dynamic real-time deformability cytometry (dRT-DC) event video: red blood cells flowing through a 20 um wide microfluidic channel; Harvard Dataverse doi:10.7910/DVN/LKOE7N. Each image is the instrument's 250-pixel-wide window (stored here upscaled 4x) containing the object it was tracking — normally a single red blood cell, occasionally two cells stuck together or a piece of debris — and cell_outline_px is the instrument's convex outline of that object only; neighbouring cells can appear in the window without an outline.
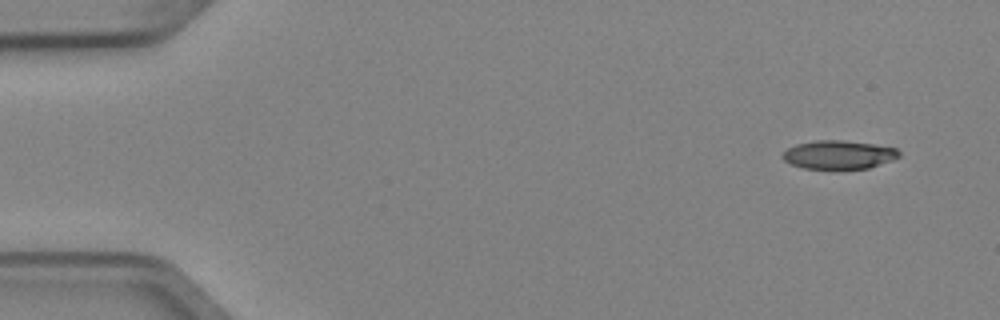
{"species": "Egyptian fruit bat (a non-hibernating species)", "species_latin": "Rousettus aegyptiacus", "temperature_condition": "cold", "stored_images_in_passage": 4, "camera_frame_rate_fps": 3000, "um_per_image_px": 0.085, "animal": {"sex": "female"}, "frame": {"image": 1, "passage_image": 1, "time_ms": 0.0, "image_size_px": [1000, 320], "cell_outline_px": [[900, 156], [892, 160], [868, 168], [804, 168], [792, 164], [784, 160], [780, 156], [788, 148], [796, 144], [816, 140], [840, 140], [872, 144], [896, 148], [900, 152]], "centroid_in_image_um": [71.28, 13.14], "position_along_channel_um": 13.7, "area_um2": 19.07}}
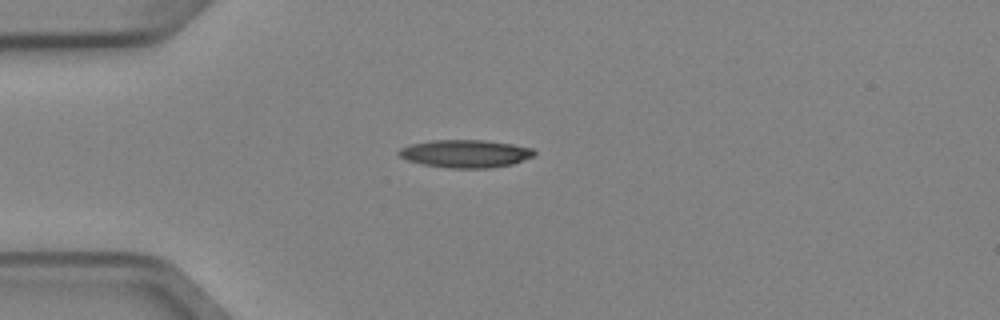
{"frame": {"image": 2, "passage_image": 4, "time_ms": 1.0, "image_size_px": [1000, 320], "cell_outline_px": [[536, 152], [532, 156], [512, 164], [488, 168], [448, 168], [424, 164], [408, 160], [400, 156], [396, 152], [400, 148], [412, 144], [432, 140], [484, 140], [512, 144], [532, 148]], "centroid_in_image_um": [39.55, 13.05], "position_along_channel_um": 45.5, "area_um2": 21.73}}